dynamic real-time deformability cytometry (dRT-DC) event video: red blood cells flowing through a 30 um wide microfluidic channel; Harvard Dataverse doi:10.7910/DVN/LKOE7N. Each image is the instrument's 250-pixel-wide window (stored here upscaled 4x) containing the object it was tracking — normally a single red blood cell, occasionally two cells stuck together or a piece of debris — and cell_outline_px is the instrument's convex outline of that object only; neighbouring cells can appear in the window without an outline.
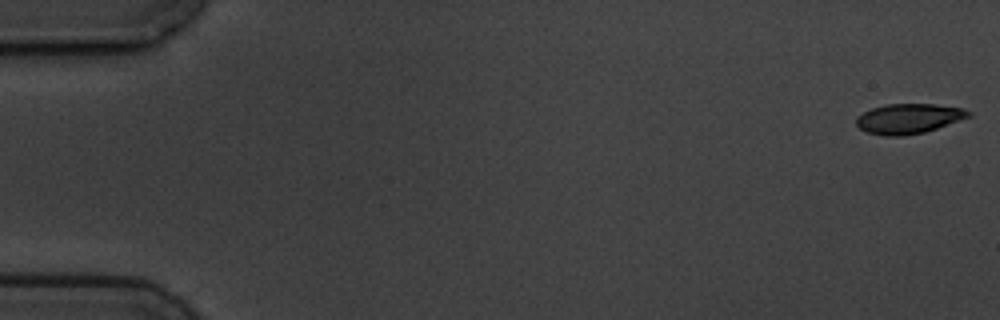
{"species": "common noctule bat (a hibernating species)", "species_latin": "Nyctalus noctula", "temperature_condition": "cold", "stored_images_in_passage": 6, "camera_frame_rate_fps": 3000, "um_per_image_px": 0.085, "animal": {"sex": "male", "body_mass_g": 19.5, "forearm_length_mm": 54.6}, "frame": {"image": 1, "passage_image": 1, "time_ms": 0.0, "image_size_px": [1000, 320], "cell_outline_px": [[972, 116], [924, 132], [904, 136], [884, 136], [868, 132], [860, 128], [856, 124], [856, 116], [872, 108], [884, 104], [936, 104], [964, 108], [972, 112]], "centroid_in_image_um": [77.25, 10.07], "position_along_channel_um": 7.8, "area_um2": 19.65}}
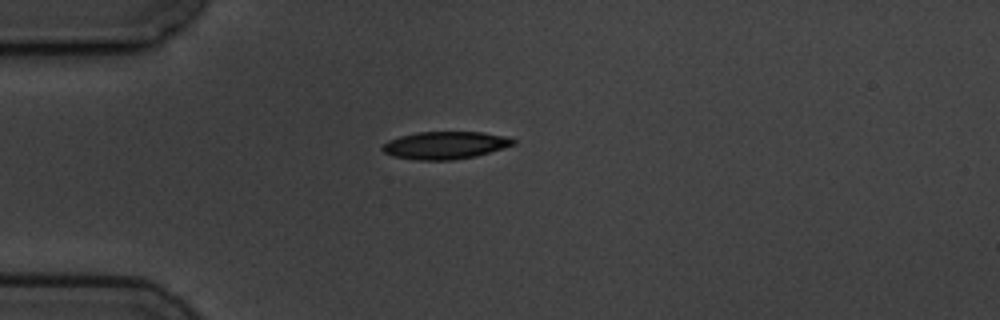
{"frame": {"image": 2, "passage_image": 5, "time_ms": 4.667, "image_size_px": [1000, 320], "cell_outline_px": [[516, 144], [476, 156], [452, 160], [420, 160], [392, 156], [384, 152], [380, 148], [388, 140], [400, 136], [416, 132], [484, 132], [508, 136], [516, 140]], "centroid_in_image_um": [37.86, 12.34], "position_along_channel_um": 47.1, "area_um2": 21.1}}
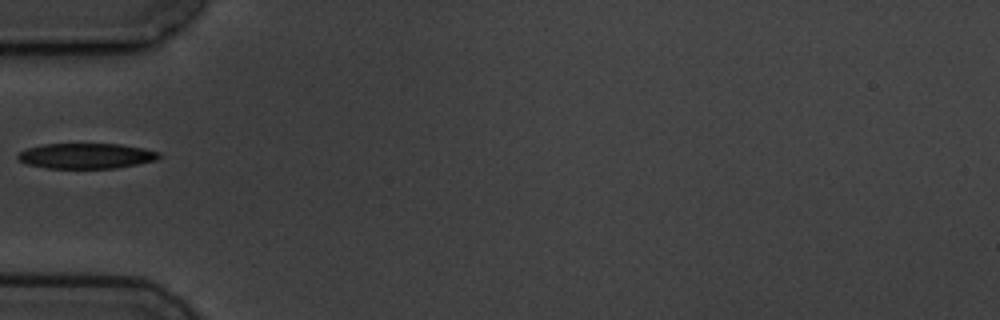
{"frame": {"image": 3, "passage_image": 6, "time_ms": 6.0, "image_size_px": [1000, 320], "cell_outline_px": [[160, 156], [156, 160], [116, 168], [44, 168], [28, 164], [20, 160], [16, 156], [20, 152], [28, 148], [44, 144], [120, 144], [144, 148], [160, 152]], "centroid_in_image_um": [7.34, 13.25], "position_along_channel_um": 77.7, "area_um2": 20.75}}